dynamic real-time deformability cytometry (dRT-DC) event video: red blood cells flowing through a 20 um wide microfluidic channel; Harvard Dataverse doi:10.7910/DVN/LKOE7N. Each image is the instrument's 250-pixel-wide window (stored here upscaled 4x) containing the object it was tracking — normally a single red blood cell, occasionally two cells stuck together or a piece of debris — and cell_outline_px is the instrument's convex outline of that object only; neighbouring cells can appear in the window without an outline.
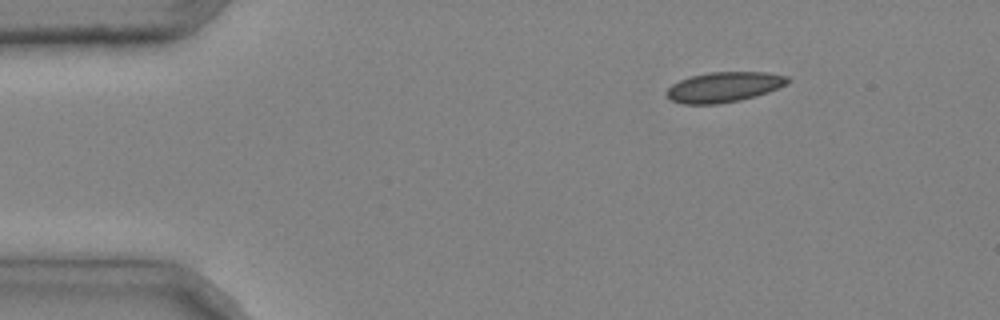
{"species": "common noctule bat (a hibernating species)", "species_latin": "Nyctalus noctula", "temperature_condition": "cold", "stored_images_in_passage": 3, "camera_frame_rate_fps": 3000, "um_per_image_px": 0.085, "animal": {"sex": "male", "body_mass_g": 20.4}, "frame": {"image": 1, "passage_image": 1, "time_ms": 0.0, "image_size_px": [1000, 320], "cell_outline_px": [[792, 80], [768, 92], [756, 96], [740, 100], [716, 104], [684, 104], [672, 100], [668, 96], [668, 88], [672, 84], [680, 80], [692, 76], [708, 72], [764, 72], [788, 76]], "centroid_in_image_um": [61.55, 7.39], "position_along_channel_um": 23.4, "area_um2": 21.04}}
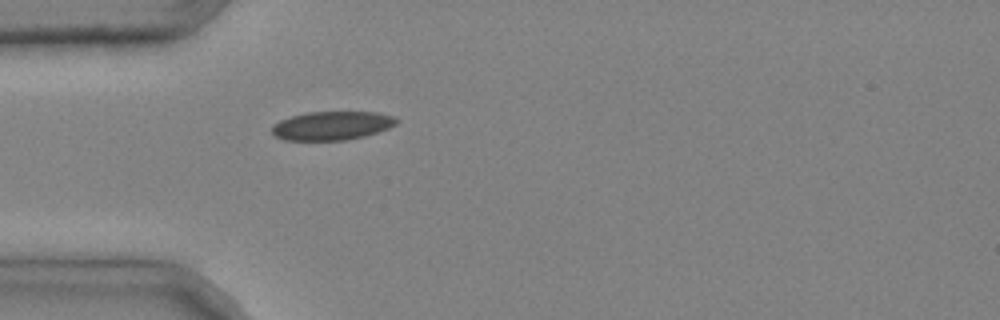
{"frame": {"image": 2, "passage_image": 3, "time_ms": 0.667, "image_size_px": [1000, 320], "cell_outline_px": [[400, 120], [396, 124], [388, 128], [364, 136], [344, 140], [284, 140], [276, 136], [272, 132], [272, 124], [280, 120], [292, 116], [308, 112], [376, 112], [392, 116]], "centroid_in_image_um": [28.2, 10.68], "position_along_channel_um": 56.8, "area_um2": 20.69}}